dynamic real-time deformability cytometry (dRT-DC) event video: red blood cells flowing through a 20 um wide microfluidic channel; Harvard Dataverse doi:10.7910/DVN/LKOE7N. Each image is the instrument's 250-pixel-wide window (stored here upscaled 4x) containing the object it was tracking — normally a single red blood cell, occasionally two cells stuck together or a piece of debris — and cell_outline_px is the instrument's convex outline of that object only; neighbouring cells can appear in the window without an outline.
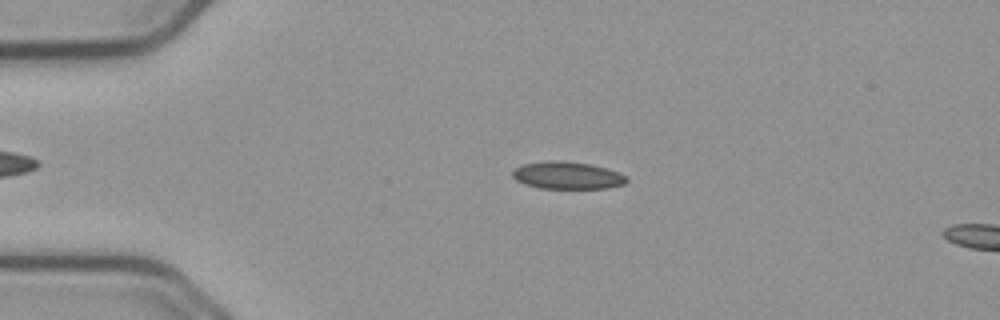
{"species": "common noctule bat (a hibernating species)", "species_latin": "Nyctalus noctula", "temperature_condition": "cold", "stored_images_in_passage": 16, "camera_frame_rate_fps": 3000, "um_per_image_px": 0.085, "animal": {"sex": "male", "body_mass_g": 23.1, "forearm_length_mm": 52.7}, "frame": {"image": 1, "passage_image": 12, "time_ms": 3.667, "image_size_px": [1000, 320], "cell_outline_px": [[628, 180], [624, 184], [608, 188], [540, 188], [524, 184], [516, 180], [512, 176], [512, 168], [524, 164], [548, 160], [556, 160], [588, 164], [604, 168], [628, 176]], "centroid_in_image_um": [48.18, 14.91], "position_along_channel_um": 36.8, "area_um2": 18.09}}